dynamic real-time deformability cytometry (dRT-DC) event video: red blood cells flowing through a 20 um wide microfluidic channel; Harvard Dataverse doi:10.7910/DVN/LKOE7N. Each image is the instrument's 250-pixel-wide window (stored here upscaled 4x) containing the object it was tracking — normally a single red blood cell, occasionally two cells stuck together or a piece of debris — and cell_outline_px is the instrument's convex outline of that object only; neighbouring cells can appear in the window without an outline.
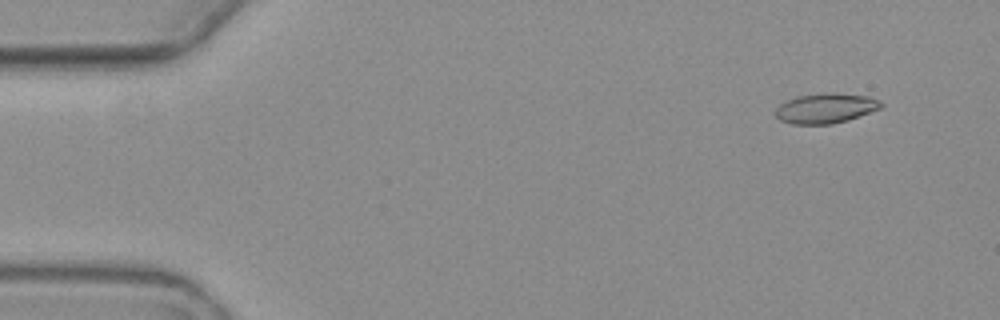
{"species": "common noctule bat (a hibernating species)", "species_latin": "Nyctalus noctula", "temperature_condition": "warm", "stored_images_in_passage": 9, "camera_frame_rate_fps": 3000, "um_per_image_px": 0.085, "animal": {"sex": "female", "body_mass_g": 19.3, "forearm_length_mm": 54.1}, "frame": {"image": 1, "passage_image": 2, "time_ms": 1.0, "image_size_px": [1000, 320], "cell_outline_px": [[884, 104], [880, 108], [848, 120], [832, 124], [792, 124], [780, 120], [776, 116], [776, 108], [780, 104], [796, 96], [820, 92], [836, 92], [868, 96], [880, 100]], "centroid_in_image_um": [70.19, 9.18], "position_along_channel_um": 14.8, "area_um2": 18.61}}
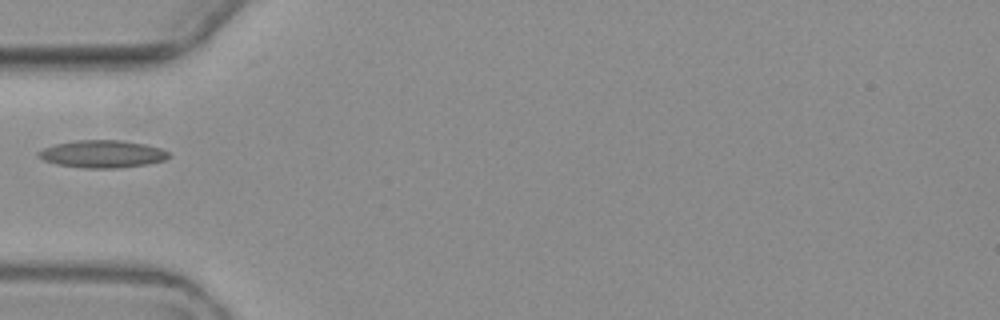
{"frame": {"image": 2, "passage_image": 6, "time_ms": 6.0, "image_size_px": [1000, 320], "cell_outline_px": [[168, 156], [164, 160], [148, 164], [116, 168], [84, 168], [56, 164], [44, 160], [36, 156], [36, 152], [44, 148], [56, 144], [76, 140], [124, 140], [144, 144], [160, 148], [168, 152]], "centroid_in_image_um": [8.66, 13.09], "position_along_channel_um": 76.3, "area_um2": 20.81}}
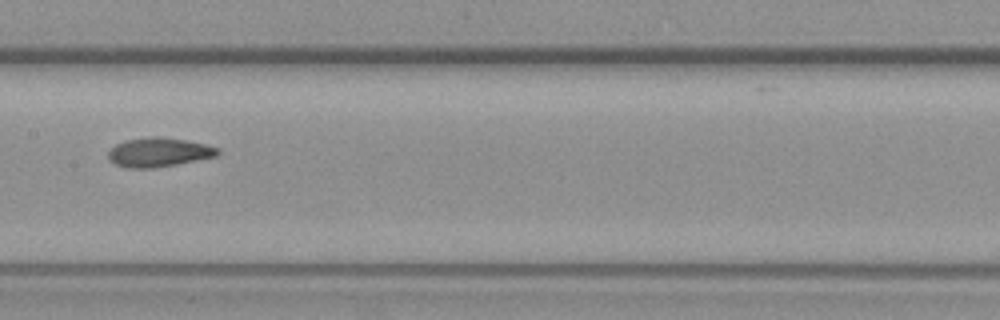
{"frame": {"image": 3, "passage_image": 9, "time_ms": 9.333, "image_size_px": [1000, 320], "cell_outline_px": [[220, 152], [216, 156], [176, 164], [152, 168], [128, 168], [116, 164], [108, 160], [108, 152], [116, 144], [124, 140], [152, 136], [160, 136], [184, 140], [204, 144], [220, 148]], "centroid_in_image_um": [13.47, 12.94], "position_along_channel_um": 193.9, "area_um2": 18.5}}